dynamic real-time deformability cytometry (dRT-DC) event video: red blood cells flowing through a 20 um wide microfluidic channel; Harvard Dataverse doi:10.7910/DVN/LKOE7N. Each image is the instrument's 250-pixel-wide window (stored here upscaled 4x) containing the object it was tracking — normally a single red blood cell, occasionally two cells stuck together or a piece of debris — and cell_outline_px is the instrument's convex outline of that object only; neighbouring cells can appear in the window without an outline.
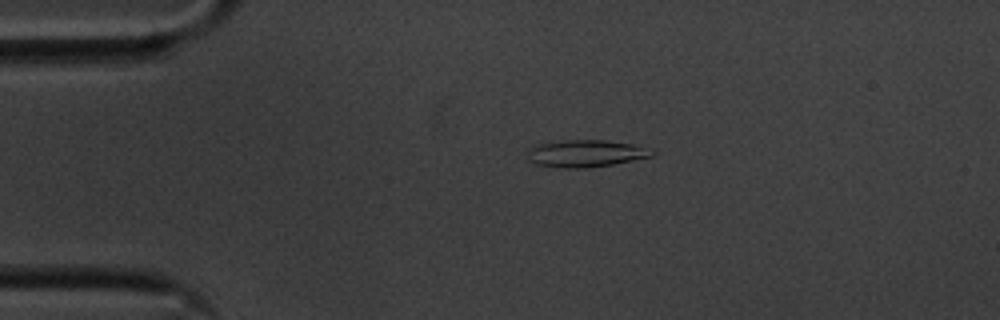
{"species": "common noctule bat (a hibernating species)", "species_latin": "Nyctalus noctula", "temperature_condition": "cold", "stored_images_in_passage": 47, "camera_frame_rate_fps": 3000, "um_per_image_px": 0.085, "animal": {"sex": "male", "body_mass_g": 20.1, "forearm_length_mm": 53.5}, "frame": {"image": 1, "passage_image": 3, "time_ms": 0.667, "image_size_px": [1000, 320], "cell_outline_px": [[656, 152], [652, 156], [612, 164], [588, 168], [560, 168], [536, 164], [528, 160], [528, 152], [536, 144], [568, 140], [604, 140], [632, 144]], "centroid_in_image_um": [49.75, 13.05], "position_along_channel_um": 35.2, "area_um2": 19.42}}
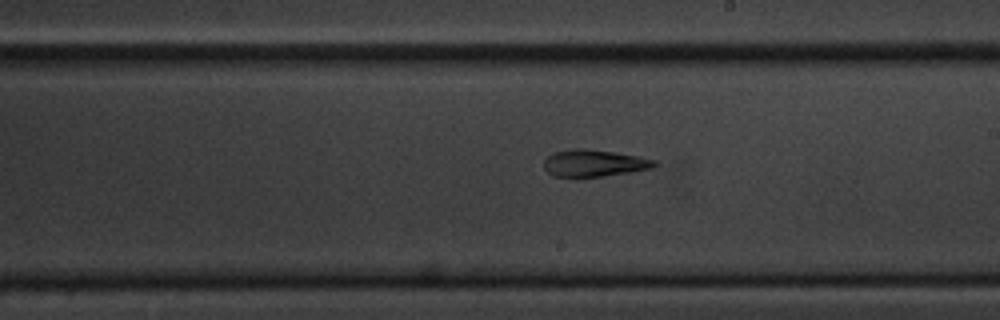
{"frame": {"image": 2, "passage_image": 23, "time_ms": 7.333, "image_size_px": [1000, 320], "cell_outline_px": [[660, 164], [652, 168], [632, 172], [604, 176], [552, 176], [544, 168], [544, 160], [548, 156], [556, 152], [576, 148], [584, 148], [612, 152], [636, 156], [656, 160]], "centroid_in_image_um": [50.53, 13.87], "position_along_channel_um": 238.5, "area_um2": 17.17}}
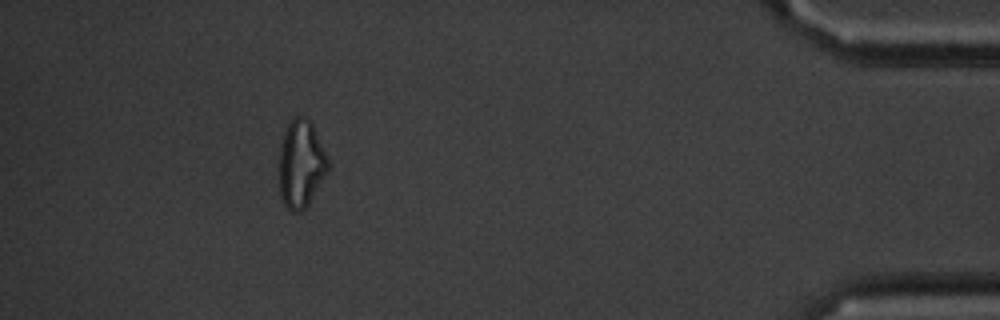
{"frame": {"image": 3, "passage_image": 42, "time_ms": 13.667, "image_size_px": [1000, 320], "cell_outline_px": [[328, 172], [308, 204], [300, 212], [292, 212], [284, 204], [280, 196], [280, 148], [284, 132], [288, 124], [296, 116], [304, 116], [312, 124], [328, 160]], "centroid_in_image_um": [25.58, 13.96], "position_along_channel_um": 409.6, "area_um2": 24.51}, "authors_computed_cell_mechanics": {"area_um2": 18.3804, "velocity_mm_per_s": 3.5908, "shape_relaxation_time_tau1_ms": 8.8672, "shape_relaxation_time_tau2_ms": 5.297, "deformation_change_tau1": 0.1715, "deformation_change_tau2": 0.1505}}